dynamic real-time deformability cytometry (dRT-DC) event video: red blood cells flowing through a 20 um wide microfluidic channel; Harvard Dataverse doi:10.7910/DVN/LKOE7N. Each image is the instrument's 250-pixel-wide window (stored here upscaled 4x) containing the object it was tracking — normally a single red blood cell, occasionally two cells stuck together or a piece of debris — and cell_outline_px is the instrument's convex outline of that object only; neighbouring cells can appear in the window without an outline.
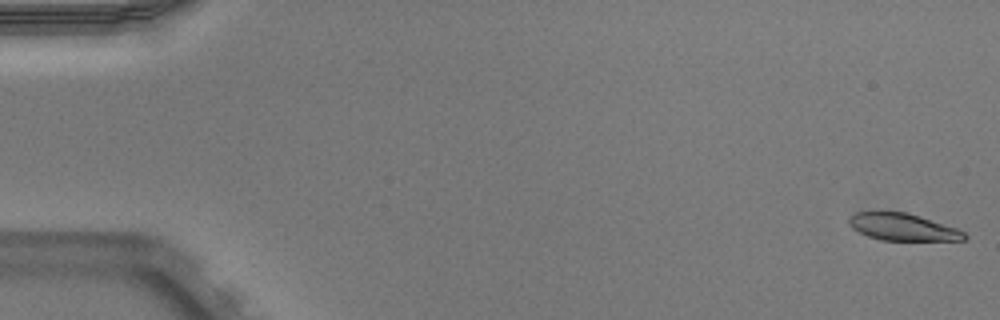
{"species": "Egyptian fruit bat (a non-hibernating species)", "species_latin": "Rousettus aegyptiacus", "temperature_condition": "warm", "stored_images_in_passage": 16, "camera_frame_rate_fps": 3000, "um_per_image_px": 0.085, "animal": {"sex": "male"}, "frame": {"image": 1, "passage_image": 1, "time_ms": 0.0, "image_size_px": [1000, 320], "cell_outline_px": [[968, 236], [964, 240], [880, 240], [868, 236], [852, 228], [848, 224], [848, 220], [856, 212], [908, 212], [956, 228], [964, 232]], "centroid_in_image_um": [76.73, 19.3], "position_along_channel_um": 8.3, "area_um2": 18.03}}